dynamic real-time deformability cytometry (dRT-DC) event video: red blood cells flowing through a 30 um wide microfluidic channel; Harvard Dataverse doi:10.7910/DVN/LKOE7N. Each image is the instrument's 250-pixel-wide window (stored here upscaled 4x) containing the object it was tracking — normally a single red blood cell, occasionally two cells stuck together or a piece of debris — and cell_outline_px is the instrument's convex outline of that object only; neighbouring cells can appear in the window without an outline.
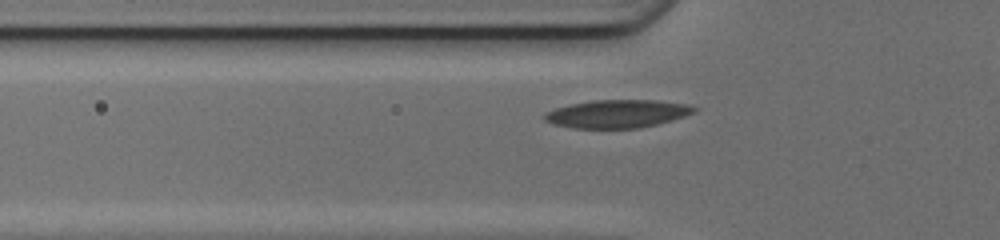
{"species": "common noctule bat (a hibernating species)", "species_latin": "Nyctalus noctula", "temperature_condition": "cold", "stored_images_in_passage": 29, "camera_frame_rate_fps": 3000, "um_per_image_px": 0.085, "animal": {"sex": "female", "body_mass_g": 17.0, "forearm_length_mm": 48.0}, "frame": {"image": 1, "passage_image": 2, "time_ms": 0.333, "image_size_px": [1000, 240], "cell_outline_px": [[696, 112], [684, 116], [656, 124], [640, 128], [572, 128], [552, 124], [544, 120], [544, 112], [556, 108], [572, 104], [592, 100], [656, 100], [684, 104], [696, 108]], "centroid_in_image_um": [52.42, 9.67], "position_along_channel_um": 73.4, "area_um2": 24.28}}
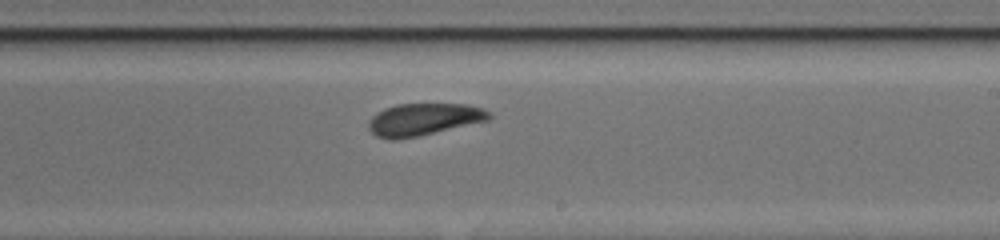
{"frame": {"image": 2, "passage_image": 15, "time_ms": 4.667, "image_size_px": [1000, 240], "cell_outline_px": [[492, 116], [488, 120], [416, 136], [392, 140], [376, 136], [368, 128], [368, 120], [376, 112], [384, 108], [396, 104], [468, 104], [480, 108], [488, 112]], "centroid_in_image_um": [35.95, 10.13], "position_along_channel_um": 253.1, "area_um2": 22.31}}
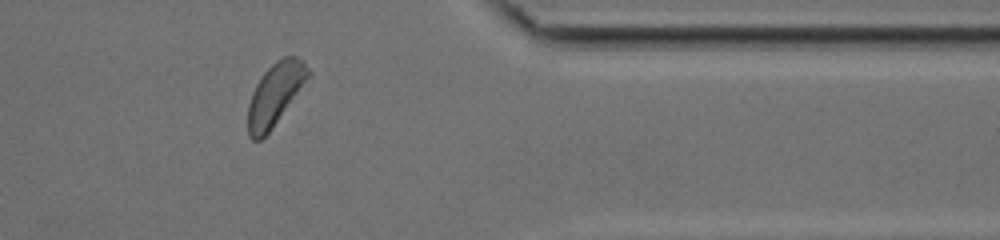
{"frame": {"image": 3, "passage_image": 26, "time_ms": 8.333, "image_size_px": [1000, 240], "cell_outline_px": [[312, 76], [272, 128], [260, 140], [252, 140], [248, 136], [248, 104], [252, 92], [256, 84], [264, 72], [276, 60], [284, 56], [296, 56], [304, 60], [312, 72]], "centroid_in_image_um": [23.43, 7.98], "position_along_channel_um": 388.0, "area_um2": 22.2}}